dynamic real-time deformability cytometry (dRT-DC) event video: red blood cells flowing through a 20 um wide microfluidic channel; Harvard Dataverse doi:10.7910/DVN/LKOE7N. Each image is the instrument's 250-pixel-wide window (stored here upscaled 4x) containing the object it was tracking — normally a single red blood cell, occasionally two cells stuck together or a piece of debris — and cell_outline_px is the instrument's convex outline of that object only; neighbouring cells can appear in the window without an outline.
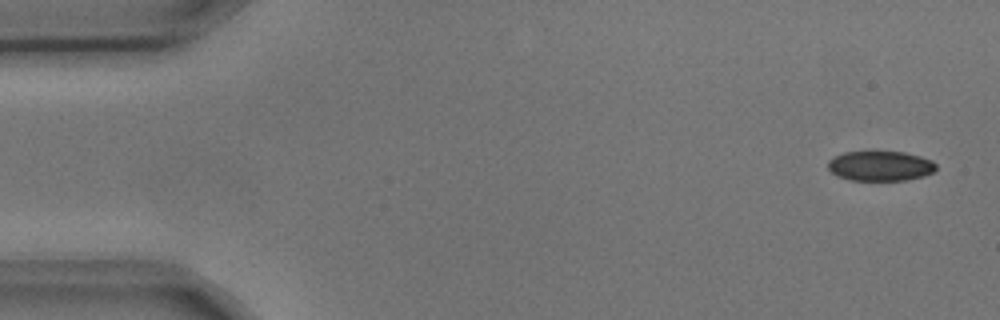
{"species": "common noctule bat (a hibernating species)", "species_latin": "Nyctalus noctula", "temperature_condition": "cold", "stored_images_in_passage": 6, "camera_frame_rate_fps": 3000, "um_per_image_px": 0.085, "animal": {"sex": "male", "body_mass_g": 17.9, "forearm_length_mm": 54.2}, "frame": {"image": 1, "passage_image": 1, "time_ms": 0.0, "image_size_px": [1000, 320], "cell_outline_px": [[936, 168], [932, 172], [924, 176], [904, 180], [852, 180], [836, 176], [828, 168], [828, 160], [844, 152], [904, 152], [920, 156], [932, 160], [936, 164]], "centroid_in_image_um": [74.83, 14.11], "position_along_channel_um": 10.2, "area_um2": 18.73}}
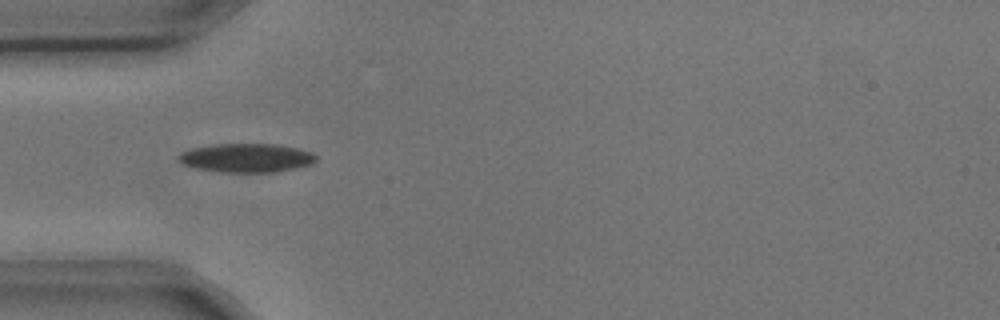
{"frame": {"image": 2, "passage_image": 5, "time_ms": 1.333, "image_size_px": [1000, 320], "cell_outline_px": [[316, 160], [312, 164], [296, 168], [276, 172], [224, 172], [196, 168], [184, 164], [176, 156], [180, 152], [192, 148], [216, 144], [280, 144], [312, 152], [316, 156]], "centroid_in_image_um": [20.97, 13.41], "position_along_channel_um": 64.0, "area_um2": 23.06}}
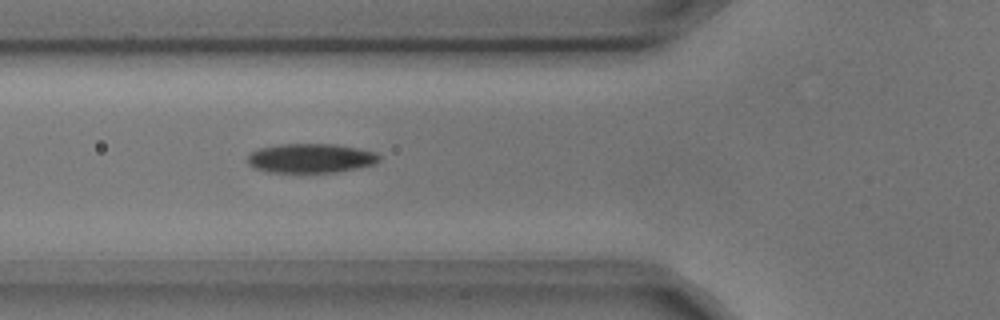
{"frame": {"image": 3, "passage_image": 6, "time_ms": 1.667, "image_size_px": [1000, 320], "cell_outline_px": [[380, 160], [376, 164], [336, 172], [268, 172], [252, 168], [248, 164], [248, 156], [252, 152], [260, 148], [280, 144], [336, 144], [376, 152], [380, 156]], "centroid_in_image_um": [26.41, 13.45], "position_along_channel_um": 99.4, "area_um2": 22.48}}